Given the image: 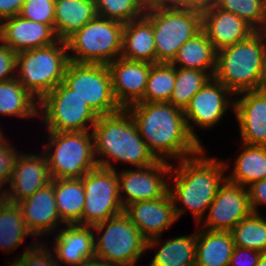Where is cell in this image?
<instances>
[{
	"label": "cell",
	"instance_id": "obj_1",
	"mask_svg": "<svg viewBox=\"0 0 266 266\" xmlns=\"http://www.w3.org/2000/svg\"><path fill=\"white\" fill-rule=\"evenodd\" d=\"M126 109L157 160L180 161L204 147L190 134L183 110L170 102H137Z\"/></svg>",
	"mask_w": 266,
	"mask_h": 266
},
{
	"label": "cell",
	"instance_id": "obj_2",
	"mask_svg": "<svg viewBox=\"0 0 266 266\" xmlns=\"http://www.w3.org/2000/svg\"><path fill=\"white\" fill-rule=\"evenodd\" d=\"M205 152L203 147L195 155L177 161V168L172 165L170 177L173 187H168L177 219L188 210L197 225L203 220L220 185L227 178L224 172L229 167L226 161L206 156ZM178 200L184 207H179Z\"/></svg>",
	"mask_w": 266,
	"mask_h": 266
},
{
	"label": "cell",
	"instance_id": "obj_3",
	"mask_svg": "<svg viewBox=\"0 0 266 266\" xmlns=\"http://www.w3.org/2000/svg\"><path fill=\"white\" fill-rule=\"evenodd\" d=\"M92 135L98 167L117 170L113 166L114 161L126 162L140 168L158 161L140 136L127 109L122 108L116 113L98 116Z\"/></svg>",
	"mask_w": 266,
	"mask_h": 266
},
{
	"label": "cell",
	"instance_id": "obj_4",
	"mask_svg": "<svg viewBox=\"0 0 266 266\" xmlns=\"http://www.w3.org/2000/svg\"><path fill=\"white\" fill-rule=\"evenodd\" d=\"M266 35L256 31L248 39L217 51L214 78L234 95L256 90L266 64Z\"/></svg>",
	"mask_w": 266,
	"mask_h": 266
},
{
	"label": "cell",
	"instance_id": "obj_5",
	"mask_svg": "<svg viewBox=\"0 0 266 266\" xmlns=\"http://www.w3.org/2000/svg\"><path fill=\"white\" fill-rule=\"evenodd\" d=\"M70 62L66 41L17 53L16 79L38 102L59 83Z\"/></svg>",
	"mask_w": 266,
	"mask_h": 266
},
{
	"label": "cell",
	"instance_id": "obj_6",
	"mask_svg": "<svg viewBox=\"0 0 266 266\" xmlns=\"http://www.w3.org/2000/svg\"><path fill=\"white\" fill-rule=\"evenodd\" d=\"M44 147L52 179L83 178L98 167L91 131L47 132Z\"/></svg>",
	"mask_w": 266,
	"mask_h": 266
},
{
	"label": "cell",
	"instance_id": "obj_7",
	"mask_svg": "<svg viewBox=\"0 0 266 266\" xmlns=\"http://www.w3.org/2000/svg\"><path fill=\"white\" fill-rule=\"evenodd\" d=\"M151 23L156 47V63H171L179 48L202 30V14L177 10L149 2L144 15Z\"/></svg>",
	"mask_w": 266,
	"mask_h": 266
},
{
	"label": "cell",
	"instance_id": "obj_8",
	"mask_svg": "<svg viewBox=\"0 0 266 266\" xmlns=\"http://www.w3.org/2000/svg\"><path fill=\"white\" fill-rule=\"evenodd\" d=\"M124 25L96 15L66 40L70 61L108 65L119 58Z\"/></svg>",
	"mask_w": 266,
	"mask_h": 266
},
{
	"label": "cell",
	"instance_id": "obj_9",
	"mask_svg": "<svg viewBox=\"0 0 266 266\" xmlns=\"http://www.w3.org/2000/svg\"><path fill=\"white\" fill-rule=\"evenodd\" d=\"M93 229L95 257L108 264L135 266L147 251V240L124 212L93 225Z\"/></svg>",
	"mask_w": 266,
	"mask_h": 266
},
{
	"label": "cell",
	"instance_id": "obj_10",
	"mask_svg": "<svg viewBox=\"0 0 266 266\" xmlns=\"http://www.w3.org/2000/svg\"><path fill=\"white\" fill-rule=\"evenodd\" d=\"M38 117L42 118L47 132L92 131L98 119L86 101L64 82L39 101Z\"/></svg>",
	"mask_w": 266,
	"mask_h": 266
},
{
	"label": "cell",
	"instance_id": "obj_11",
	"mask_svg": "<svg viewBox=\"0 0 266 266\" xmlns=\"http://www.w3.org/2000/svg\"><path fill=\"white\" fill-rule=\"evenodd\" d=\"M98 115H109L122 108L116 102L108 66L70 61L63 81Z\"/></svg>",
	"mask_w": 266,
	"mask_h": 266
},
{
	"label": "cell",
	"instance_id": "obj_12",
	"mask_svg": "<svg viewBox=\"0 0 266 266\" xmlns=\"http://www.w3.org/2000/svg\"><path fill=\"white\" fill-rule=\"evenodd\" d=\"M82 182L85 191L82 225L93 226L124 212L116 170L96 167Z\"/></svg>",
	"mask_w": 266,
	"mask_h": 266
},
{
	"label": "cell",
	"instance_id": "obj_13",
	"mask_svg": "<svg viewBox=\"0 0 266 266\" xmlns=\"http://www.w3.org/2000/svg\"><path fill=\"white\" fill-rule=\"evenodd\" d=\"M171 168L170 161L158 160L146 167L123 169L120 173L117 171L119 195L124 209L134 202L163 197L170 186L166 176L170 175Z\"/></svg>",
	"mask_w": 266,
	"mask_h": 266
},
{
	"label": "cell",
	"instance_id": "obj_14",
	"mask_svg": "<svg viewBox=\"0 0 266 266\" xmlns=\"http://www.w3.org/2000/svg\"><path fill=\"white\" fill-rule=\"evenodd\" d=\"M235 96L221 82L212 77L190 100L183 110L190 134L202 145L194 128L211 129L222 120L229 110L234 109ZM232 99V100H231ZM193 124H195L193 126ZM193 126V127H192Z\"/></svg>",
	"mask_w": 266,
	"mask_h": 266
},
{
	"label": "cell",
	"instance_id": "obj_15",
	"mask_svg": "<svg viewBox=\"0 0 266 266\" xmlns=\"http://www.w3.org/2000/svg\"><path fill=\"white\" fill-rule=\"evenodd\" d=\"M207 213L201 228L211 231H231L252 213L247 188L226 178Z\"/></svg>",
	"mask_w": 266,
	"mask_h": 266
},
{
	"label": "cell",
	"instance_id": "obj_16",
	"mask_svg": "<svg viewBox=\"0 0 266 266\" xmlns=\"http://www.w3.org/2000/svg\"><path fill=\"white\" fill-rule=\"evenodd\" d=\"M152 65L149 62L121 57L107 65L111 76L112 92L121 108L126 109L143 98Z\"/></svg>",
	"mask_w": 266,
	"mask_h": 266
},
{
	"label": "cell",
	"instance_id": "obj_17",
	"mask_svg": "<svg viewBox=\"0 0 266 266\" xmlns=\"http://www.w3.org/2000/svg\"><path fill=\"white\" fill-rule=\"evenodd\" d=\"M51 180L48 162L43 152L37 155L20 151L8 184L10 190L5 188L3 191L8 202L18 203L33 195Z\"/></svg>",
	"mask_w": 266,
	"mask_h": 266
},
{
	"label": "cell",
	"instance_id": "obj_18",
	"mask_svg": "<svg viewBox=\"0 0 266 266\" xmlns=\"http://www.w3.org/2000/svg\"><path fill=\"white\" fill-rule=\"evenodd\" d=\"M124 213L147 241L161 237L178 220L169 192L159 199L134 202Z\"/></svg>",
	"mask_w": 266,
	"mask_h": 266
},
{
	"label": "cell",
	"instance_id": "obj_19",
	"mask_svg": "<svg viewBox=\"0 0 266 266\" xmlns=\"http://www.w3.org/2000/svg\"><path fill=\"white\" fill-rule=\"evenodd\" d=\"M17 204L28 230L34 237L53 234L54 232L51 233V231L60 227L61 223L66 225L57 211L54 179Z\"/></svg>",
	"mask_w": 266,
	"mask_h": 266
},
{
	"label": "cell",
	"instance_id": "obj_20",
	"mask_svg": "<svg viewBox=\"0 0 266 266\" xmlns=\"http://www.w3.org/2000/svg\"><path fill=\"white\" fill-rule=\"evenodd\" d=\"M234 109L241 135L247 145L266 146V96L256 90L244 91L235 96Z\"/></svg>",
	"mask_w": 266,
	"mask_h": 266
},
{
	"label": "cell",
	"instance_id": "obj_21",
	"mask_svg": "<svg viewBox=\"0 0 266 266\" xmlns=\"http://www.w3.org/2000/svg\"><path fill=\"white\" fill-rule=\"evenodd\" d=\"M0 40L19 53L51 45L59 39L51 26L16 15L1 22Z\"/></svg>",
	"mask_w": 266,
	"mask_h": 266
},
{
	"label": "cell",
	"instance_id": "obj_22",
	"mask_svg": "<svg viewBox=\"0 0 266 266\" xmlns=\"http://www.w3.org/2000/svg\"><path fill=\"white\" fill-rule=\"evenodd\" d=\"M53 253L58 266H79L95 257V235L93 226L66 224L55 235Z\"/></svg>",
	"mask_w": 266,
	"mask_h": 266
},
{
	"label": "cell",
	"instance_id": "obj_23",
	"mask_svg": "<svg viewBox=\"0 0 266 266\" xmlns=\"http://www.w3.org/2000/svg\"><path fill=\"white\" fill-rule=\"evenodd\" d=\"M202 30L217 51L244 41L256 32L245 20L215 5L202 13Z\"/></svg>",
	"mask_w": 266,
	"mask_h": 266
},
{
	"label": "cell",
	"instance_id": "obj_24",
	"mask_svg": "<svg viewBox=\"0 0 266 266\" xmlns=\"http://www.w3.org/2000/svg\"><path fill=\"white\" fill-rule=\"evenodd\" d=\"M121 58L156 64L152 23L142 16L124 25Z\"/></svg>",
	"mask_w": 266,
	"mask_h": 266
},
{
	"label": "cell",
	"instance_id": "obj_25",
	"mask_svg": "<svg viewBox=\"0 0 266 266\" xmlns=\"http://www.w3.org/2000/svg\"><path fill=\"white\" fill-rule=\"evenodd\" d=\"M234 241L230 231H196L195 266H229Z\"/></svg>",
	"mask_w": 266,
	"mask_h": 266
},
{
	"label": "cell",
	"instance_id": "obj_26",
	"mask_svg": "<svg viewBox=\"0 0 266 266\" xmlns=\"http://www.w3.org/2000/svg\"><path fill=\"white\" fill-rule=\"evenodd\" d=\"M54 13V31L63 41L97 15L94 0H55Z\"/></svg>",
	"mask_w": 266,
	"mask_h": 266
},
{
	"label": "cell",
	"instance_id": "obj_27",
	"mask_svg": "<svg viewBox=\"0 0 266 266\" xmlns=\"http://www.w3.org/2000/svg\"><path fill=\"white\" fill-rule=\"evenodd\" d=\"M160 237L147 241V250L157 249L148 266H195L196 262V232L188 236L169 238L161 243Z\"/></svg>",
	"mask_w": 266,
	"mask_h": 266
},
{
	"label": "cell",
	"instance_id": "obj_28",
	"mask_svg": "<svg viewBox=\"0 0 266 266\" xmlns=\"http://www.w3.org/2000/svg\"><path fill=\"white\" fill-rule=\"evenodd\" d=\"M216 60L217 50L206 33L201 30L179 48L177 56L171 64L176 68L201 70L214 77Z\"/></svg>",
	"mask_w": 266,
	"mask_h": 266
},
{
	"label": "cell",
	"instance_id": "obj_29",
	"mask_svg": "<svg viewBox=\"0 0 266 266\" xmlns=\"http://www.w3.org/2000/svg\"><path fill=\"white\" fill-rule=\"evenodd\" d=\"M58 214L65 224L82 225L85 191L82 178L54 179Z\"/></svg>",
	"mask_w": 266,
	"mask_h": 266
},
{
	"label": "cell",
	"instance_id": "obj_30",
	"mask_svg": "<svg viewBox=\"0 0 266 266\" xmlns=\"http://www.w3.org/2000/svg\"><path fill=\"white\" fill-rule=\"evenodd\" d=\"M241 145L243 149L234 162L233 172L226 177L232 183L247 187L266 179V146Z\"/></svg>",
	"mask_w": 266,
	"mask_h": 266
},
{
	"label": "cell",
	"instance_id": "obj_31",
	"mask_svg": "<svg viewBox=\"0 0 266 266\" xmlns=\"http://www.w3.org/2000/svg\"><path fill=\"white\" fill-rule=\"evenodd\" d=\"M37 101L16 78L0 82V115L38 117Z\"/></svg>",
	"mask_w": 266,
	"mask_h": 266
},
{
	"label": "cell",
	"instance_id": "obj_32",
	"mask_svg": "<svg viewBox=\"0 0 266 266\" xmlns=\"http://www.w3.org/2000/svg\"><path fill=\"white\" fill-rule=\"evenodd\" d=\"M33 236L28 230L17 203L7 202L0 210V249L11 254L24 239Z\"/></svg>",
	"mask_w": 266,
	"mask_h": 266
},
{
	"label": "cell",
	"instance_id": "obj_33",
	"mask_svg": "<svg viewBox=\"0 0 266 266\" xmlns=\"http://www.w3.org/2000/svg\"><path fill=\"white\" fill-rule=\"evenodd\" d=\"M234 245L266 253V218L261 213H251L231 231Z\"/></svg>",
	"mask_w": 266,
	"mask_h": 266
},
{
	"label": "cell",
	"instance_id": "obj_34",
	"mask_svg": "<svg viewBox=\"0 0 266 266\" xmlns=\"http://www.w3.org/2000/svg\"><path fill=\"white\" fill-rule=\"evenodd\" d=\"M175 67L156 63L150 68L146 91L139 102H169L174 91Z\"/></svg>",
	"mask_w": 266,
	"mask_h": 266
},
{
	"label": "cell",
	"instance_id": "obj_35",
	"mask_svg": "<svg viewBox=\"0 0 266 266\" xmlns=\"http://www.w3.org/2000/svg\"><path fill=\"white\" fill-rule=\"evenodd\" d=\"M212 78L201 70L175 67V85L170 103L184 110L192 97Z\"/></svg>",
	"mask_w": 266,
	"mask_h": 266
},
{
	"label": "cell",
	"instance_id": "obj_36",
	"mask_svg": "<svg viewBox=\"0 0 266 266\" xmlns=\"http://www.w3.org/2000/svg\"><path fill=\"white\" fill-rule=\"evenodd\" d=\"M96 13L126 24L145 15L147 0H94Z\"/></svg>",
	"mask_w": 266,
	"mask_h": 266
},
{
	"label": "cell",
	"instance_id": "obj_37",
	"mask_svg": "<svg viewBox=\"0 0 266 266\" xmlns=\"http://www.w3.org/2000/svg\"><path fill=\"white\" fill-rule=\"evenodd\" d=\"M215 6L232 12L259 31L265 19L266 0H216Z\"/></svg>",
	"mask_w": 266,
	"mask_h": 266
},
{
	"label": "cell",
	"instance_id": "obj_38",
	"mask_svg": "<svg viewBox=\"0 0 266 266\" xmlns=\"http://www.w3.org/2000/svg\"><path fill=\"white\" fill-rule=\"evenodd\" d=\"M55 0H25L19 16L49 25L54 29Z\"/></svg>",
	"mask_w": 266,
	"mask_h": 266
},
{
	"label": "cell",
	"instance_id": "obj_39",
	"mask_svg": "<svg viewBox=\"0 0 266 266\" xmlns=\"http://www.w3.org/2000/svg\"><path fill=\"white\" fill-rule=\"evenodd\" d=\"M32 244L26 247L20 258L18 257L24 266H58L54 253L49 251L48 244L38 240Z\"/></svg>",
	"mask_w": 266,
	"mask_h": 266
},
{
	"label": "cell",
	"instance_id": "obj_40",
	"mask_svg": "<svg viewBox=\"0 0 266 266\" xmlns=\"http://www.w3.org/2000/svg\"><path fill=\"white\" fill-rule=\"evenodd\" d=\"M15 146L13 147L10 142L5 141L0 144V189L4 187L6 183H9L12 171L16 160L20 154Z\"/></svg>",
	"mask_w": 266,
	"mask_h": 266
},
{
	"label": "cell",
	"instance_id": "obj_41",
	"mask_svg": "<svg viewBox=\"0 0 266 266\" xmlns=\"http://www.w3.org/2000/svg\"><path fill=\"white\" fill-rule=\"evenodd\" d=\"M16 64L17 53L0 40V82L16 78Z\"/></svg>",
	"mask_w": 266,
	"mask_h": 266
},
{
	"label": "cell",
	"instance_id": "obj_42",
	"mask_svg": "<svg viewBox=\"0 0 266 266\" xmlns=\"http://www.w3.org/2000/svg\"><path fill=\"white\" fill-rule=\"evenodd\" d=\"M157 2L167 8L195 11L202 14L214 6L216 0H157Z\"/></svg>",
	"mask_w": 266,
	"mask_h": 266
},
{
	"label": "cell",
	"instance_id": "obj_43",
	"mask_svg": "<svg viewBox=\"0 0 266 266\" xmlns=\"http://www.w3.org/2000/svg\"><path fill=\"white\" fill-rule=\"evenodd\" d=\"M262 252L235 246L229 266H256Z\"/></svg>",
	"mask_w": 266,
	"mask_h": 266
},
{
	"label": "cell",
	"instance_id": "obj_44",
	"mask_svg": "<svg viewBox=\"0 0 266 266\" xmlns=\"http://www.w3.org/2000/svg\"><path fill=\"white\" fill-rule=\"evenodd\" d=\"M246 188L252 212L260 213L258 211L259 205L264 204L266 206V179L256 181Z\"/></svg>",
	"mask_w": 266,
	"mask_h": 266
},
{
	"label": "cell",
	"instance_id": "obj_45",
	"mask_svg": "<svg viewBox=\"0 0 266 266\" xmlns=\"http://www.w3.org/2000/svg\"><path fill=\"white\" fill-rule=\"evenodd\" d=\"M25 0H0V21L19 15Z\"/></svg>",
	"mask_w": 266,
	"mask_h": 266
},
{
	"label": "cell",
	"instance_id": "obj_46",
	"mask_svg": "<svg viewBox=\"0 0 266 266\" xmlns=\"http://www.w3.org/2000/svg\"><path fill=\"white\" fill-rule=\"evenodd\" d=\"M79 266H113L111 264H108L102 259H99L97 257H93L91 259L85 260L81 265Z\"/></svg>",
	"mask_w": 266,
	"mask_h": 266
},
{
	"label": "cell",
	"instance_id": "obj_47",
	"mask_svg": "<svg viewBox=\"0 0 266 266\" xmlns=\"http://www.w3.org/2000/svg\"><path fill=\"white\" fill-rule=\"evenodd\" d=\"M256 91L264 96H266V64L261 73L259 84L256 88Z\"/></svg>",
	"mask_w": 266,
	"mask_h": 266
},
{
	"label": "cell",
	"instance_id": "obj_48",
	"mask_svg": "<svg viewBox=\"0 0 266 266\" xmlns=\"http://www.w3.org/2000/svg\"><path fill=\"white\" fill-rule=\"evenodd\" d=\"M8 202L5 192L2 190L0 192V210Z\"/></svg>",
	"mask_w": 266,
	"mask_h": 266
},
{
	"label": "cell",
	"instance_id": "obj_49",
	"mask_svg": "<svg viewBox=\"0 0 266 266\" xmlns=\"http://www.w3.org/2000/svg\"><path fill=\"white\" fill-rule=\"evenodd\" d=\"M256 266H266V253H262Z\"/></svg>",
	"mask_w": 266,
	"mask_h": 266
},
{
	"label": "cell",
	"instance_id": "obj_50",
	"mask_svg": "<svg viewBox=\"0 0 266 266\" xmlns=\"http://www.w3.org/2000/svg\"><path fill=\"white\" fill-rule=\"evenodd\" d=\"M7 266H24V264L16 257L13 261L7 263Z\"/></svg>",
	"mask_w": 266,
	"mask_h": 266
},
{
	"label": "cell",
	"instance_id": "obj_51",
	"mask_svg": "<svg viewBox=\"0 0 266 266\" xmlns=\"http://www.w3.org/2000/svg\"><path fill=\"white\" fill-rule=\"evenodd\" d=\"M259 32L266 35V7H265V19H264L263 25H262L261 29L259 30Z\"/></svg>",
	"mask_w": 266,
	"mask_h": 266
},
{
	"label": "cell",
	"instance_id": "obj_52",
	"mask_svg": "<svg viewBox=\"0 0 266 266\" xmlns=\"http://www.w3.org/2000/svg\"><path fill=\"white\" fill-rule=\"evenodd\" d=\"M5 141H7V139L3 135V131L0 129V144L4 143Z\"/></svg>",
	"mask_w": 266,
	"mask_h": 266
},
{
	"label": "cell",
	"instance_id": "obj_53",
	"mask_svg": "<svg viewBox=\"0 0 266 266\" xmlns=\"http://www.w3.org/2000/svg\"><path fill=\"white\" fill-rule=\"evenodd\" d=\"M148 2H154V1H157V0H147Z\"/></svg>",
	"mask_w": 266,
	"mask_h": 266
}]
</instances>
